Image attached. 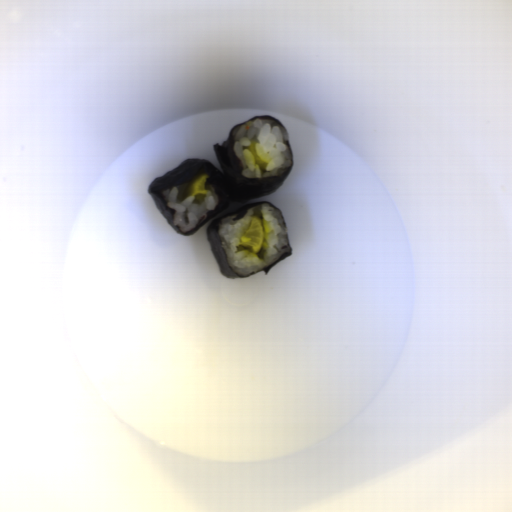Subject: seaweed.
Wrapping results in <instances>:
<instances>
[{
	"instance_id": "1faa68ee",
	"label": "seaweed",
	"mask_w": 512,
	"mask_h": 512,
	"mask_svg": "<svg viewBox=\"0 0 512 512\" xmlns=\"http://www.w3.org/2000/svg\"><path fill=\"white\" fill-rule=\"evenodd\" d=\"M256 119L273 120L284 127L276 117L270 115L254 116L244 123L232 127L222 145L219 143L213 145L214 155L222 173L216 169L212 162L205 159L193 158L186 159L175 169L170 170L163 176L156 177L151 182L148 193L152 196L159 212L178 234L186 237L193 235L208 221L226 209L231 202L240 203L263 198L280 188L287 179L294 164L293 149L289 143V139L285 141V144L290 153L291 163L283 173L264 178H249L242 175L243 163L234 150L233 132L237 127L255 121ZM204 173L208 174L209 177L206 182L211 184L216 190L219 196V203L217 207L209 213L205 222L188 234H184L174 226L172 222L174 210L167 206L162 192L173 186L183 185L189 182L193 177Z\"/></svg>"
},
{
	"instance_id": "45ffbabd",
	"label": "seaweed",
	"mask_w": 512,
	"mask_h": 512,
	"mask_svg": "<svg viewBox=\"0 0 512 512\" xmlns=\"http://www.w3.org/2000/svg\"><path fill=\"white\" fill-rule=\"evenodd\" d=\"M262 204H270L276 211L279 212V214H280V216H281V218H282V220H283V222L285 224L286 236H287V241H288V245H289V248H290V252H288L287 254L283 255L276 262H274L273 264H271V265L267 266L266 268L260 270L259 272H264L267 275L269 273V271L274 266H276L279 262H281L282 260H284L287 257H289L290 255H292V247H291V244H290L289 235H288V231H287V226H286V222H285L282 210H280L279 208L274 206L269 201H258V202L248 203V204L244 205L243 207L237 209L236 211H234L232 213H229L227 215L221 216V217L213 220L208 225V228H207V238H208V241H209L212 253L214 255V258H215V260L217 262V265L219 267V270H220L221 274L224 275L226 278H231V279L232 278H245V277L257 274L259 272L254 273V274H250V275H247V276H242V277L241 276H236L234 274V272L229 267L227 256H226V254L224 252V249H223V247L221 245V242H220V240L218 238V234H217L218 224H219L221 219H223L224 217L231 216V215H235L236 217L234 218V221H238V220H240V219H242L244 217V215L247 213L249 208L256 207V206H259V205H262Z\"/></svg>"
}]
</instances>
